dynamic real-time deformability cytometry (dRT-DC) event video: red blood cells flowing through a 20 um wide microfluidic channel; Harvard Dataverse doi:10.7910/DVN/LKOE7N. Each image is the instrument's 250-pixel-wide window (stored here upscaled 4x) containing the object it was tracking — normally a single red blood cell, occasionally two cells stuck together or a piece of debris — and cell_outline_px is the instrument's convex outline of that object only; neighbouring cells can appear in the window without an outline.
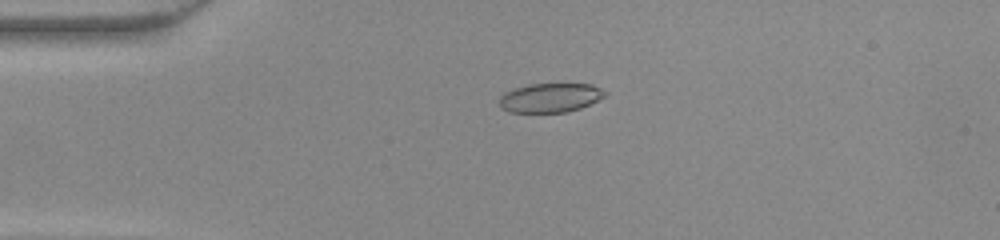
{"species": "common noctule bat (a hibernating species)", "species_latin": "Nyctalus noctula", "temperature_condition": "warm", "stored_images_in_passage": 49, "camera_frame_rate_fps": 3000, "um_per_image_px": 0.085, "animal": {"sex": "female", "body_mass_g": 22.0, "forearm_length_mm": 56.7}, "frame": {"image": 1, "passage_image": 12, "time_ms": 3.667, "image_size_px": [1000, 240], "cell_outline_px": [[608, 92], [604, 96], [580, 108], [564, 112], [508, 112], [500, 108], [500, 96], [504, 92], [528, 84], [592, 84]], "centroid_in_image_um": [46.74, 8.3], "position_along_channel_um": 38.3, "area_um2": 17.8}}
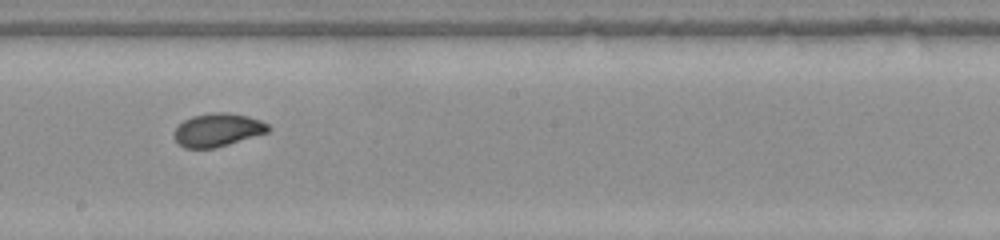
{"frame": {"image": 2, "passage_image": 28, "time_ms": 9.0, "image_size_px": [1000, 240], "cell_outline_px": [[272, 128], [268, 132], [216, 148], [184, 148], [176, 140], [176, 128], [184, 120], [192, 116], [212, 112], [228, 112], [248, 116], [260, 120], [268, 124]], "centroid_in_image_um": [18.54, 11.03], "position_along_channel_um": 229.7, "area_um2": 18.09}}
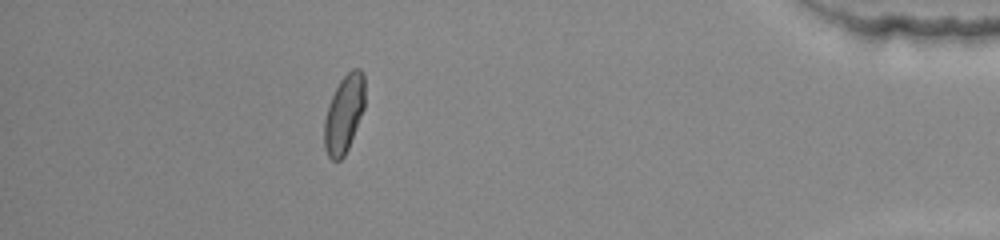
{"frame": {"image": 3, "passage_image": 44, "time_ms": 14.333, "image_size_px": [1000, 240], "cell_outline_px": [[364, 108], [348, 148], [344, 156], [340, 160], [332, 160], [328, 156], [324, 148], [324, 120], [332, 96], [340, 80], [352, 68], [360, 68], [364, 72]], "centroid_in_image_um": [29.24, 9.67], "position_along_channel_um": 406.0, "area_um2": 18.26}}